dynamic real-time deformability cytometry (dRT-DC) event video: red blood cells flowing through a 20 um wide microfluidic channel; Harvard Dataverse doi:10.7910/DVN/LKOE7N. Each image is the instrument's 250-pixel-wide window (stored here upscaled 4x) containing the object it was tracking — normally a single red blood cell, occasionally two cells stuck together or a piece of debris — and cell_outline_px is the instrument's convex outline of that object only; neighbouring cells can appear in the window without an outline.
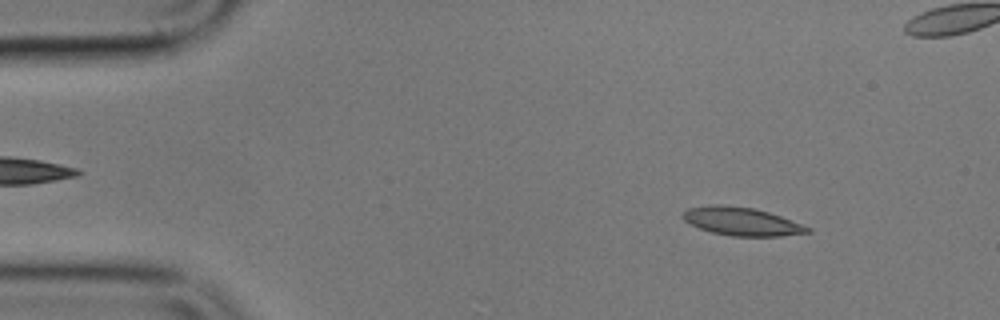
{"species": "common noctule bat (a hibernating species)", "species_latin": "Nyctalus noctula", "temperature_condition": "cold", "stored_images_in_passage": 56, "camera_frame_rate_fps": 3000, "um_per_image_px": 0.085, "animal": {"sex": "male", "body_mass_g": 17.9}, "frame": {"image": 1, "passage_image": 6, "time_ms": 1.667, "image_size_px": [1000, 320], "cell_outline_px": [[812, 232], [780, 236], [732, 236], [712, 232], [688, 224], [680, 216], [688, 208], [708, 204], [724, 204], [752, 208], [768, 212], [780, 216], [812, 228]], "centroid_in_image_um": [63.0, 18.81], "position_along_channel_um": 22.0, "area_um2": 20.58}}
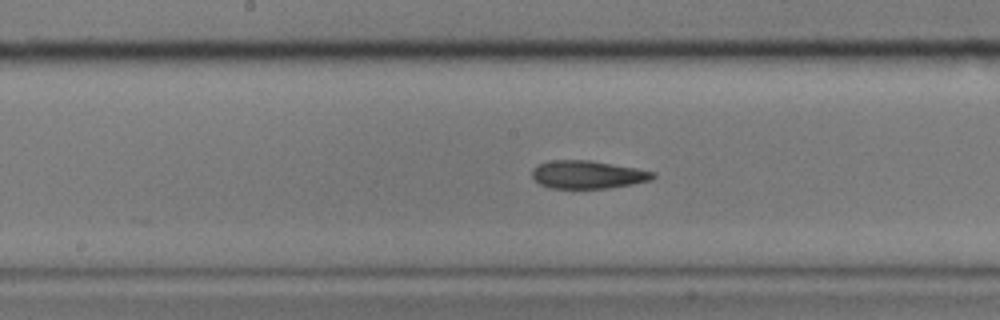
{"frame": {"image": 2, "passage_image": 27, "time_ms": 8.667, "image_size_px": [1000, 320], "cell_outline_px": [[656, 176], [652, 180], [632, 184], [608, 188], [548, 188], [540, 184], [532, 176], [532, 168], [540, 164], [552, 160], [588, 160], [636, 168], [656, 172]], "centroid_in_image_um": [49.97, 14.84], "position_along_channel_um": 198.2, "area_um2": 19.65}}
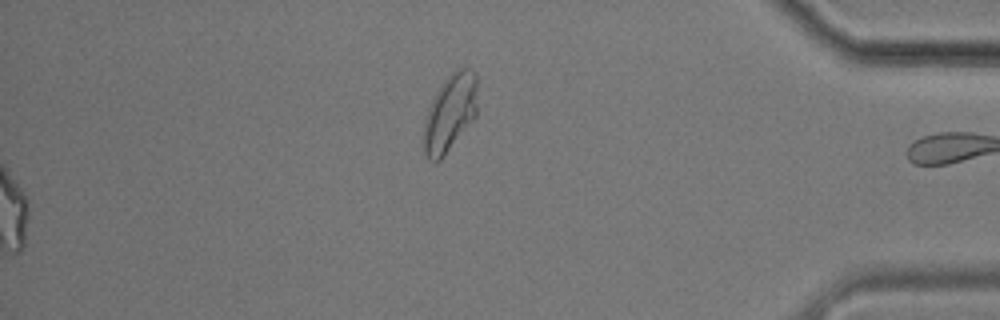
{"frame": {"image": 3, "passage_image": 56, "time_ms": 18.333, "image_size_px": [1000, 320], "cell_outline_px": [[476, 116], [444, 156], [436, 164], [428, 160], [424, 152], [424, 120], [428, 108], [440, 84], [456, 68], [468, 68], [476, 72]], "centroid_in_image_um": [38.23, 9.61], "position_along_channel_um": 397.0, "area_um2": 24.22}, "authors_computed_cell_mechanics": {"area_um2": 20.4612, "velocity_mm_per_s": 3.5428, "shape_relaxation_time_tau1_ms": 4.2928, "shape_relaxation_time_tau2_ms": 2.4342, "deformation_change_tau1": 0.1471, "deformation_change_tau2": 0.0896}}